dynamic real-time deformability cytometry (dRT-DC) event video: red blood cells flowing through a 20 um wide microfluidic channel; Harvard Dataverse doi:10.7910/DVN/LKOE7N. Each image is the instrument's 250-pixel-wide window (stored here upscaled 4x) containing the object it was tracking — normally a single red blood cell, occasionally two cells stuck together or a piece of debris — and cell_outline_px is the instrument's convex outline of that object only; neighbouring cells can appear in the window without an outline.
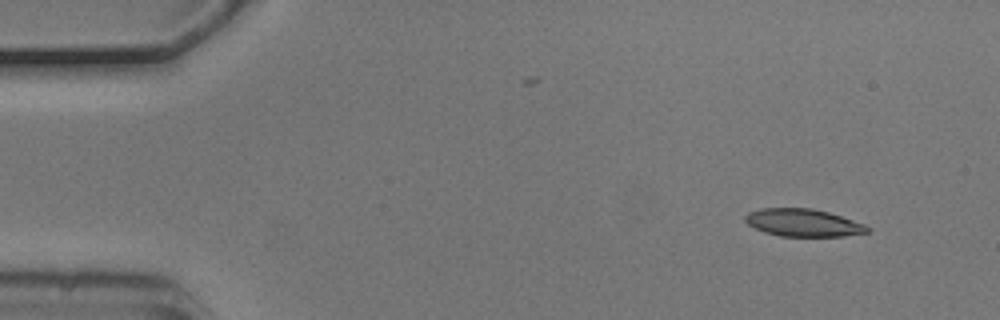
{"species": "common noctule bat (a hibernating species)", "species_latin": "Nyctalus noctula", "temperature_condition": "cold", "stored_images_in_passage": 3, "camera_frame_rate_fps": 3000, "um_per_image_px": 0.085, "animal": {"sex": "male", "body_mass_g": 20.5, "forearm_length_mm": 52.5}, "frame": {"image": 1, "passage_image": 1, "time_ms": 0.0, "image_size_px": [1000, 320], "cell_outline_px": [[872, 228], [868, 232], [844, 236], [780, 236], [764, 232], [748, 224], [744, 220], [744, 216], [748, 212], [760, 208], [812, 208], [828, 212], [864, 224]], "centroid_in_image_um": [68.25, 18.93], "position_along_channel_um": 16.7, "area_um2": 19.59}}
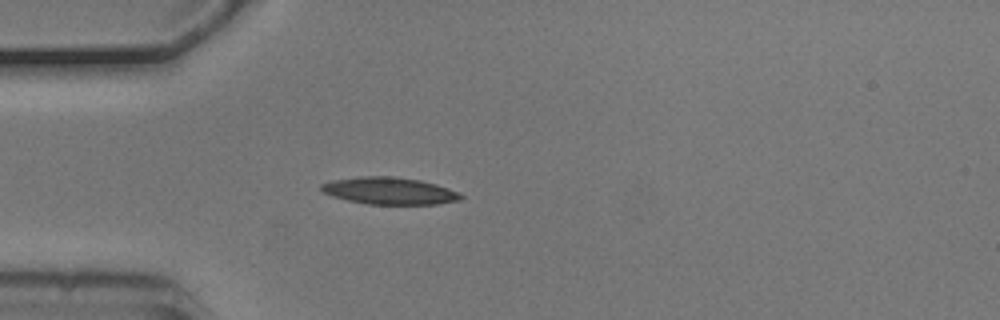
{"frame": {"image": 2, "passage_image": 3, "time_ms": 0.667, "image_size_px": [1000, 320], "cell_outline_px": [[464, 196], [460, 200], [436, 204], [368, 204], [348, 200], [332, 196], [324, 192], [320, 188], [320, 184], [332, 180], [360, 176], [392, 176], [420, 180], [436, 184], [460, 192]], "centroid_in_image_um": [33.11, 16.21], "position_along_channel_um": 51.9, "area_um2": 22.02}}